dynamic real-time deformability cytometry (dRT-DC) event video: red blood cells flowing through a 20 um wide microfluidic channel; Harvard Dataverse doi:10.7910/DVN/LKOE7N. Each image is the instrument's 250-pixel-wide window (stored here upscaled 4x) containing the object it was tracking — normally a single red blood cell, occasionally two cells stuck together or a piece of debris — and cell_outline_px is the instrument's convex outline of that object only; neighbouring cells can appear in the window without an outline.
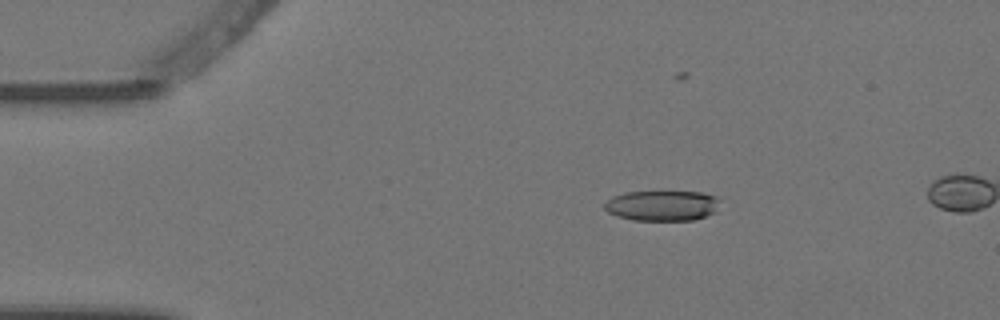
{"species": "Egyptian fruit bat (a non-hibernating species)", "species_latin": "Rousettus aegyptiacus", "temperature_condition": "warm", "stored_images_in_passage": 6, "camera_frame_rate_fps": 3000, "um_per_image_px": 0.085, "animal": {"sex": "female"}, "frame": {"image": 1, "passage_image": 3, "time_ms": 0.667, "image_size_px": [1000, 320], "cell_outline_px": [[720, 200], [716, 212], [692, 220], [632, 220], [616, 216], [608, 212], [604, 208], [604, 204], [612, 196], [624, 192], [704, 192], [716, 196]], "centroid_in_image_um": [56.28, 17.47], "position_along_channel_um": 28.7, "area_um2": 20.52}}